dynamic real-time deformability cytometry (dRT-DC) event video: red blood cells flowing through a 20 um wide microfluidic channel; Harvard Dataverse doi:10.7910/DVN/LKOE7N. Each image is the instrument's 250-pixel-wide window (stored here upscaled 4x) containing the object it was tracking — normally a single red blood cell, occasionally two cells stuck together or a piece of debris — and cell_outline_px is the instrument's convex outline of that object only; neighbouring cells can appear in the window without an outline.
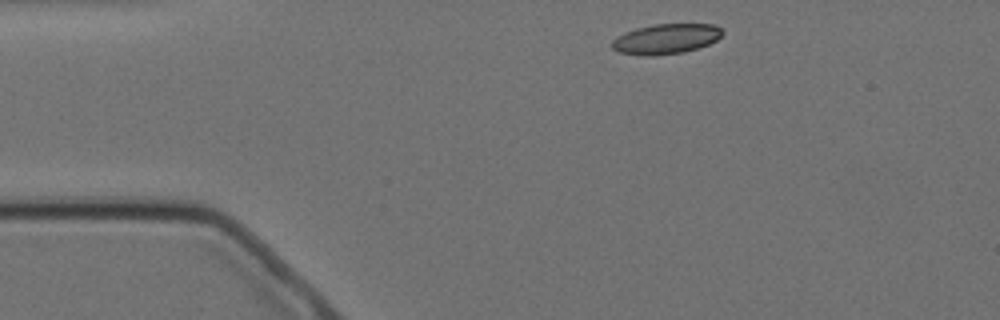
{"species": "Egyptian fruit bat (a non-hibernating species)", "species_latin": "Rousettus aegyptiacus", "temperature_condition": "cold", "stored_images_in_passage": 7, "camera_frame_rate_fps": 3000, "um_per_image_px": 0.085, "animal": {"sex": "female"}, "frame": {"image": 1, "passage_image": 1, "time_ms": 0.0, "image_size_px": [1000, 320], "cell_outline_px": [[724, 32], [716, 40], [708, 44], [684, 52], [652, 56], [644, 56], [620, 52], [612, 48], [612, 40], [616, 36], [624, 32], [636, 28], [656, 24], [716, 24]], "centroid_in_image_um": [56.59, 3.3], "position_along_channel_um": 28.4, "area_um2": 19.36}}
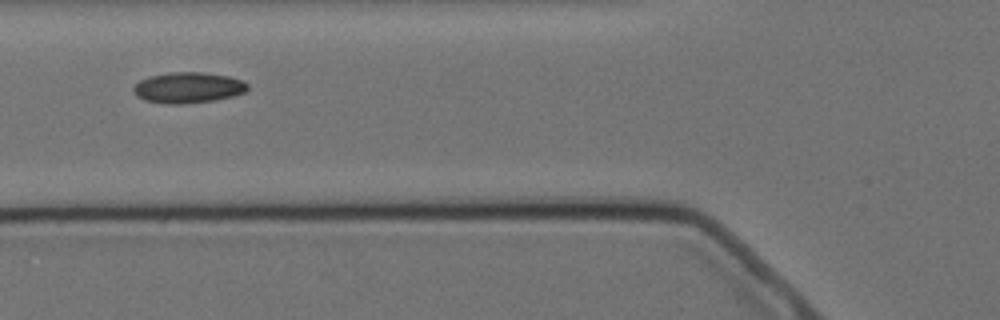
{"frame": {"image": 2, "passage_image": 4, "time_ms": 3.667, "image_size_px": [1000, 320], "cell_outline_px": [[248, 88], [244, 92], [232, 96], [216, 100], [184, 104], [168, 104], [144, 100], [136, 96], [132, 92], [132, 88], [140, 80], [148, 76], [168, 72], [204, 72], [228, 76], [244, 80], [248, 84]], "centroid_in_image_um": [15.97, 7.44], "position_along_channel_um": 109.8, "area_um2": 20.75}}
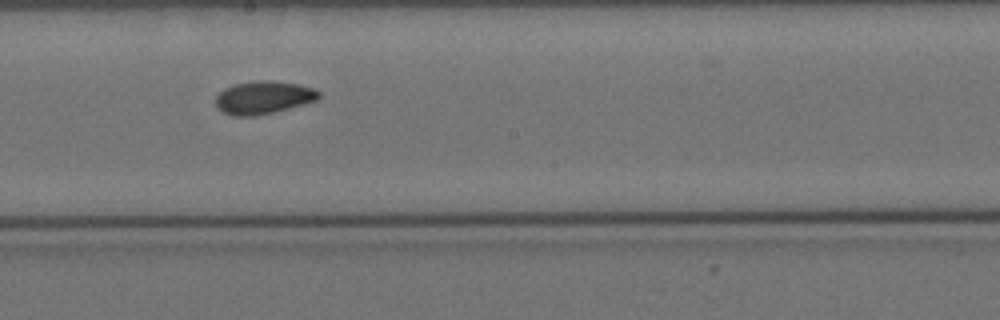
{"frame": {"image": 3, "passage_image": 7, "time_ms": 7.0, "image_size_px": [1000, 320], "cell_outline_px": [[320, 96], [316, 100], [304, 104], [256, 116], [232, 116], [224, 112], [216, 104], [216, 96], [224, 88], [232, 84], [264, 80], [268, 80], [300, 84], [312, 88], [320, 92]], "centroid_in_image_um": [22.39, 8.28], "position_along_channel_um": 225.8, "area_um2": 19.59}}